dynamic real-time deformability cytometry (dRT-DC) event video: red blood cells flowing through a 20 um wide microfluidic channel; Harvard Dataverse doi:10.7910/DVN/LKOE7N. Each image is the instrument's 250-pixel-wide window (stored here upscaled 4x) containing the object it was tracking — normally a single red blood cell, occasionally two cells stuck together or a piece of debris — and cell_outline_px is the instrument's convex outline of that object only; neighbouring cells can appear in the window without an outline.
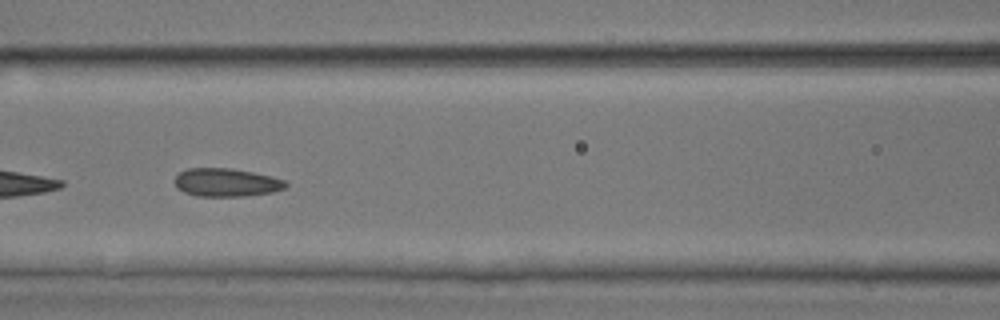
{"species": "common noctule bat (a hibernating species)", "species_latin": "Nyctalus noctula", "temperature_condition": "room temperature", "stored_images_in_passage": 54, "camera_frame_rate_fps": 3000, "um_per_image_px": 0.085, "animal": {"sex": "male", "body_mass_g": 17.9, "forearm_length_mm": 54.2}, "frame": {"image": 1, "passage_image": 24, "time_ms": 7.667, "image_size_px": [1000, 320], "cell_outline_px": [[288, 184], [284, 188], [272, 192], [244, 196], [196, 196], [184, 192], [176, 188], [176, 176], [180, 172], [188, 168], [232, 168], [272, 176], [284, 180]], "centroid_in_image_um": [19.23, 15.51], "position_along_channel_um": 147.4, "area_um2": 18.21}}
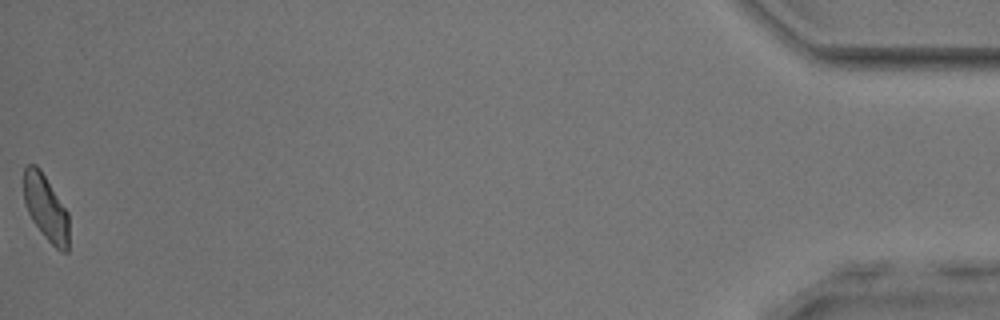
{"frame": {"image": 2, "passage_image": 54, "time_ms": 17.667, "image_size_px": [1000, 320], "cell_outline_px": [[68, 252], [60, 252], [44, 236], [32, 220], [28, 212], [24, 200], [24, 168], [28, 164], [36, 164], [40, 168], [68, 212]], "centroid_in_image_um": [3.9, 17.66], "position_along_channel_um": 431.3, "area_um2": 17.22}, "authors_computed_cell_mechanics": {"area_um2": 18.3515, "velocity_mm_per_s": 3.7988, "shape_relaxation_time_tau1_ms": 9.1094, "shape_relaxation_time_tau2_ms": 1.3808, "deformation_change_tau1": 0.0956, "deformation_change_tau2": 0.0725}}